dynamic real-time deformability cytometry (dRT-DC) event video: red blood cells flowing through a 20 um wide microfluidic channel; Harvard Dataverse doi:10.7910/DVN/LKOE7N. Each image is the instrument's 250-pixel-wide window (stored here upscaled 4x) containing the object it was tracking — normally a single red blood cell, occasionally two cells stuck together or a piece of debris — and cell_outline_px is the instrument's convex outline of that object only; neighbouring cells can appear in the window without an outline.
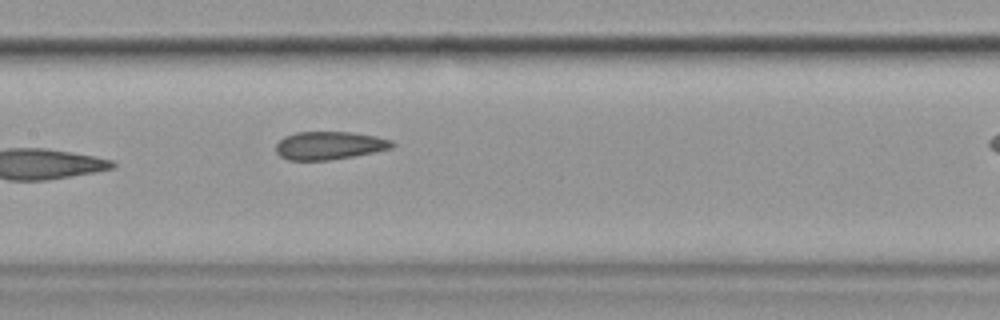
{"species": "common noctule bat (a hibernating species)", "species_latin": "Nyctalus noctula", "temperature_condition": "cold", "stored_images_in_passage": 10, "segment_of_instrument_passage": [1, 2], "camera_frame_rate_fps": 3000, "um_per_image_px": 0.085, "animal": {"sex": "female", "body_mass_g": 19.9}, "frame": {"image": 1, "passage_image": 9, "time_ms": 9.333, "image_size_px": [1000, 320], "cell_outline_px": [[396, 144], [392, 148], [352, 156], [328, 160], [288, 160], [280, 156], [276, 152], [276, 144], [284, 136], [296, 132], [352, 132], [376, 136], [392, 140]], "centroid_in_image_um": [27.99, 12.36], "position_along_channel_um": 179.4, "area_um2": 18.96}}